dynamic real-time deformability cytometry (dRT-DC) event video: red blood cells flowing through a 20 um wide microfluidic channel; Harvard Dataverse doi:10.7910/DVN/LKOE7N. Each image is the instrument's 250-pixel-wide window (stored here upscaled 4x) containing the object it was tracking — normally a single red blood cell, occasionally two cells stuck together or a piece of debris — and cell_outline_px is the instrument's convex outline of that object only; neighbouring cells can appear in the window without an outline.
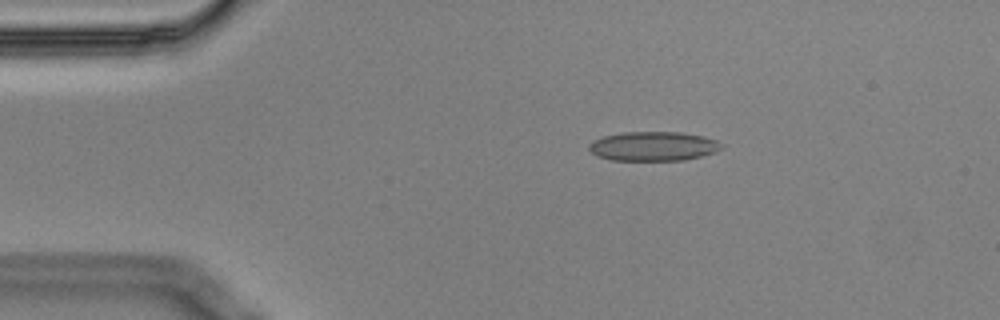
{"species": "Egyptian fruit bat (a non-hibernating species)", "species_latin": "Rousettus aegyptiacus", "temperature_condition": "cold", "stored_images_in_passage": 4, "camera_frame_rate_fps": 3000, "um_per_image_px": 0.085, "animal": {"sex": "male"}, "frame": {"image": 1, "passage_image": 1, "time_ms": 0.0, "image_size_px": [1000, 320], "cell_outline_px": [[724, 144], [716, 152], [684, 160], [612, 160], [596, 156], [588, 148], [588, 144], [604, 136], [624, 132], [680, 132], [700, 136], [716, 140]], "centroid_in_image_um": [55.52, 12.43], "position_along_channel_um": 29.5, "area_um2": 22.43}}
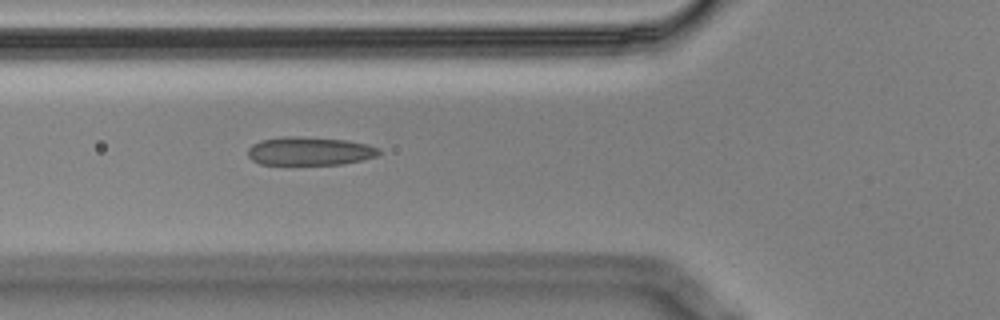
{"frame": {"image": 2, "passage_image": 4, "time_ms": 1.0, "image_size_px": [1000, 320], "cell_outline_px": [[380, 152], [376, 156], [360, 160], [340, 164], [260, 164], [252, 160], [248, 156], [248, 148], [252, 144], [260, 140], [280, 136], [296, 136], [348, 140], [368, 144], [380, 148]], "centroid_in_image_um": [26.29, 12.83], "position_along_channel_um": 99.5, "area_um2": 21.73}}